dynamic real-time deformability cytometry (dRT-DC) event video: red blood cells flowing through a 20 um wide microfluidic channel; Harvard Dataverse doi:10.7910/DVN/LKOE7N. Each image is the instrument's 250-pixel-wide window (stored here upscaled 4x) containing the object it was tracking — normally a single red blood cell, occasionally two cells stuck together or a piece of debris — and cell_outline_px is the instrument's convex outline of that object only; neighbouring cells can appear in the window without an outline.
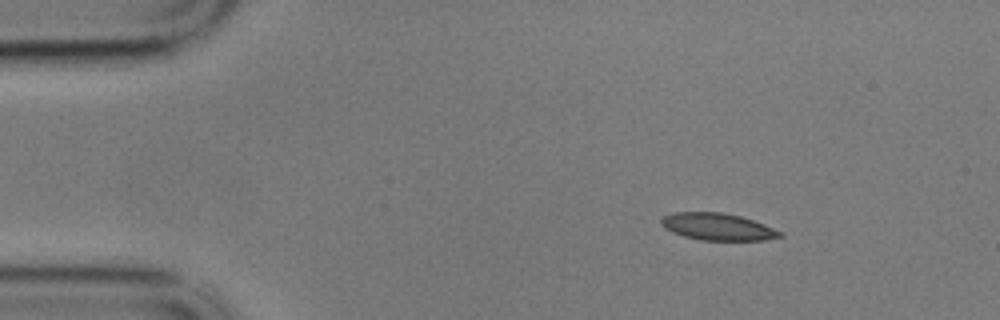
{"species": "common noctule bat (a hibernating species)", "species_latin": "Nyctalus noctula", "temperature_condition": "cold", "stored_images_in_passage": 51, "camera_frame_rate_fps": 3000, "um_per_image_px": 0.085, "animal": {"sex": "male", "body_mass_g": 17.9}, "frame": {"image": 1, "passage_image": 1, "time_ms": 0.0, "image_size_px": [1000, 320], "cell_outline_px": [[784, 236], [764, 240], [700, 240], [684, 236], [672, 232], [664, 228], [660, 224], [660, 220], [664, 216], [672, 212], [720, 212], [740, 216], [764, 224], [784, 232]], "centroid_in_image_um": [61.0, 19.27], "position_along_channel_um": 24.0, "area_um2": 18.79}}
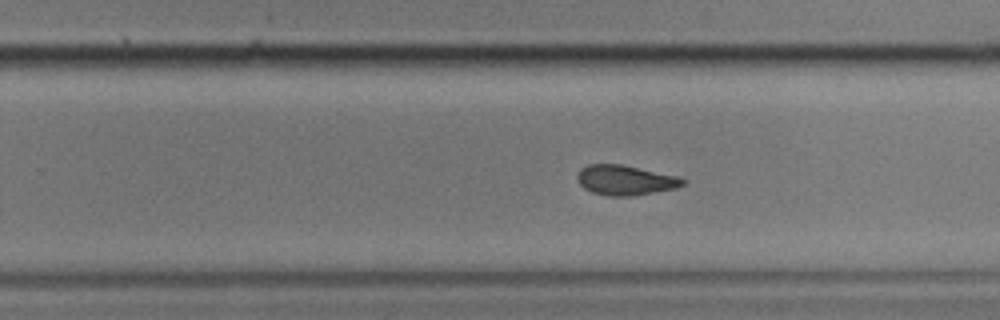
{"frame": {"image": 2, "passage_image": 29, "time_ms": 9.333, "image_size_px": [1000, 320], "cell_outline_px": [[688, 180], [684, 184], [676, 188], [632, 196], [608, 196], [592, 192], [584, 188], [576, 180], [576, 172], [580, 168], [588, 164], [620, 164], [680, 176]], "centroid_in_image_um": [53.14, 15.3], "position_along_channel_um": 276.7, "area_um2": 18.67}}
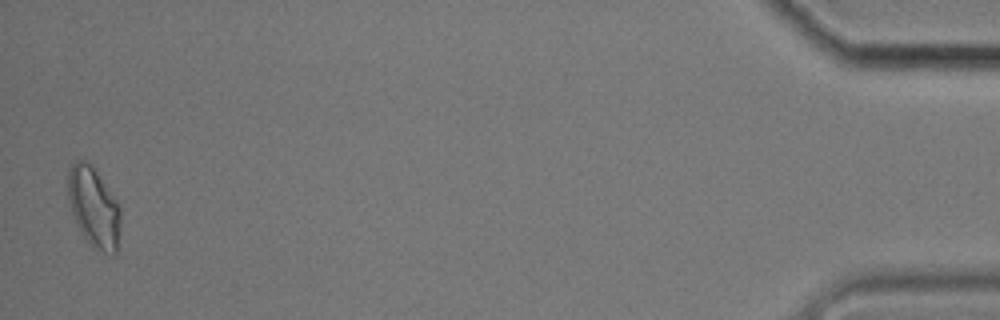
{"frame": {"image": 3, "passage_image": 50, "time_ms": 16.333, "image_size_px": [1000, 320], "cell_outline_px": [[120, 224], [116, 256], [112, 256], [92, 248], [84, 236], [72, 212], [68, 196], [68, 168], [76, 160], [88, 160], [92, 164], [120, 204]], "centroid_in_image_um": [8.0, 17.61], "position_along_channel_um": 427.2, "area_um2": 24.8}, "authors_computed_cell_mechanics": {"area_um2": 19.0162, "velocity_mm_per_s": 3.4231, "shape_relaxation_time_tau1_ms": 4.1237, "shape_relaxation_time_tau2_ms": 3.5535, "deformation_change_tau1": 0.1259, "deformation_change_tau2": 0.0916}}